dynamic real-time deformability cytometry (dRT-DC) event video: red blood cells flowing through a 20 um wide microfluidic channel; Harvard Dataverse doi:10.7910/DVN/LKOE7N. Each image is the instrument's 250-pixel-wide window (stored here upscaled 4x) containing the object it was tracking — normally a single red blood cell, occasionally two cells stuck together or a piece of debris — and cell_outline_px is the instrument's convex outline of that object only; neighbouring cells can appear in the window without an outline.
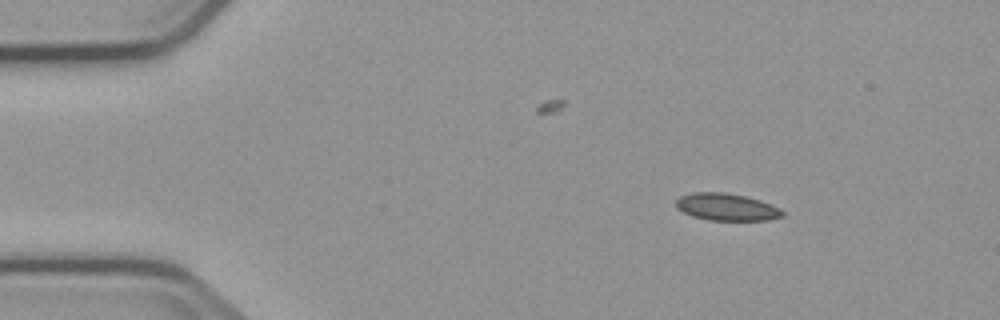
{"species": "common noctule bat (a hibernating species)", "species_latin": "Nyctalus noctula", "temperature_condition": "cold", "stored_images_in_passage": 3, "camera_frame_rate_fps": 3000, "um_per_image_px": 0.085, "animal": {"sex": "male", "body_mass_g": 23.1, "forearm_length_mm": 52.7}, "frame": {"image": 1, "passage_image": 1, "time_ms": 0.0, "image_size_px": [1000, 320], "cell_outline_px": [[784, 216], [768, 220], [708, 220], [692, 216], [676, 208], [676, 200], [680, 196], [692, 192], [724, 192], [744, 196], [760, 200], [772, 204], [780, 208], [784, 212]], "centroid_in_image_um": [61.76, 17.59], "position_along_channel_um": 23.2, "area_um2": 16.94}}
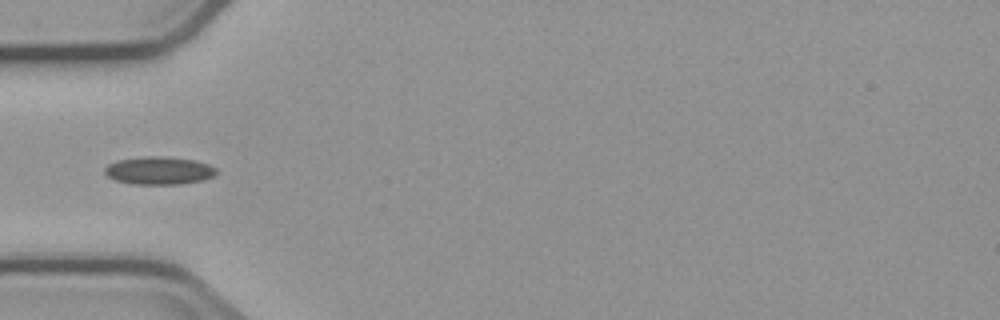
{"frame": {"image": 2, "passage_image": 3, "time_ms": 3.333, "image_size_px": [1000, 320], "cell_outline_px": [[216, 172], [212, 176], [204, 180], [180, 184], [132, 184], [116, 180], [108, 176], [104, 172], [104, 168], [108, 164], [116, 160], [144, 156], [160, 156], [192, 160], [208, 164], [216, 168]], "centroid_in_image_um": [13.48, 14.5], "position_along_channel_um": 71.5, "area_um2": 18.03}}